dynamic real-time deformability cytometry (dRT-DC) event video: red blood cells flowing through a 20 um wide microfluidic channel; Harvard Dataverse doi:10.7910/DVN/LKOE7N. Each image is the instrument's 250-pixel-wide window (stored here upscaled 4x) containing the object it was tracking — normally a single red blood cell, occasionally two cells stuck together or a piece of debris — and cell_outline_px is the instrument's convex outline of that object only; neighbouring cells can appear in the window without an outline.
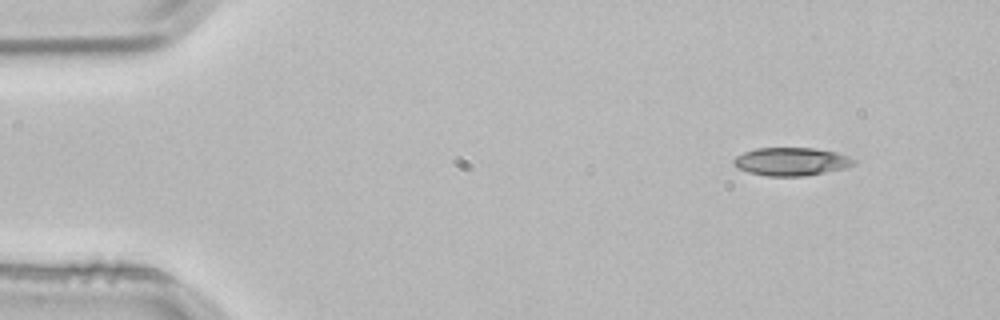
{"species": "common noctule bat (a hibernating species)", "species_latin": "Nyctalus noctula", "temperature_condition": "room temperature", "stored_images_in_passage": 4, "camera_frame_rate_fps": 3000, "um_per_image_px": 0.085, "animal": {"sex": "male", "body_mass_g": 21.5, "forearm_length_mm": 52.0}, "frame": {"image": 1, "passage_image": 1, "time_ms": 0.0, "image_size_px": [1000, 320], "cell_outline_px": [[856, 164], [844, 168], [804, 176], [768, 176], [748, 172], [736, 168], [732, 164], [732, 160], [736, 156], [744, 152], [756, 148], [812, 148], [836, 152], [848, 156], [856, 160]], "centroid_in_image_um": [67.22, 13.73], "position_along_channel_um": 17.8, "area_um2": 19.71}}